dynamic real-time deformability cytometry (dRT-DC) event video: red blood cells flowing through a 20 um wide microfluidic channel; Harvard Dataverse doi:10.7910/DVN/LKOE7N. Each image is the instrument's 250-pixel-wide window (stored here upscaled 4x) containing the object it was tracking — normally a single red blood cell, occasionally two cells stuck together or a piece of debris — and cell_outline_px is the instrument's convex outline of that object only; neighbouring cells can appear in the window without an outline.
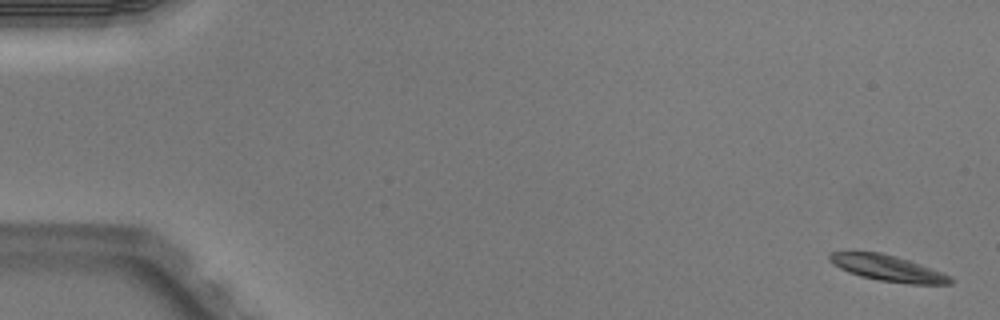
{"species": "Egyptian fruit bat (a non-hibernating species)", "species_latin": "Rousettus aegyptiacus", "temperature_condition": "warm", "stored_images_in_passage": 4, "camera_frame_rate_fps": 3000, "um_per_image_px": 0.085, "animal": {"sex": "male"}, "frame": {"image": 1, "passage_image": 1, "time_ms": 0.0, "image_size_px": [1000, 320], "cell_outline_px": [[956, 280], [952, 284], [908, 284], [880, 280], [860, 276], [848, 272], [832, 264], [828, 260], [828, 252], [880, 252], [896, 256], [932, 268], [952, 276]], "centroid_in_image_um": [75.49, 22.8], "position_along_channel_um": 9.5, "area_um2": 18.44}}
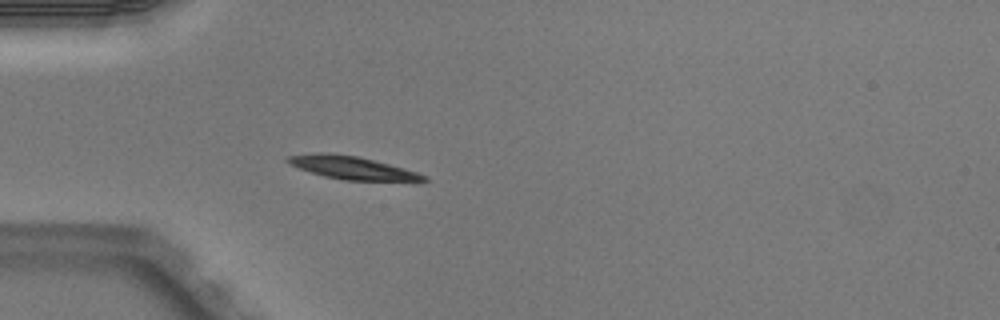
{"frame": {"image": 2, "passage_image": 4, "time_ms": 1.0, "image_size_px": [1000, 320], "cell_outline_px": [[428, 180], [344, 180], [324, 176], [288, 164], [284, 160], [288, 156], [316, 152], [324, 152], [360, 156], [404, 168], [428, 176]], "centroid_in_image_um": [29.86, 14.23], "position_along_channel_um": 55.1, "area_um2": 17.98}}